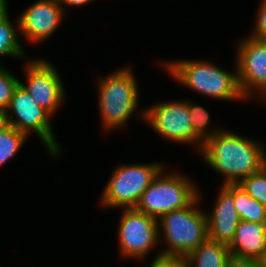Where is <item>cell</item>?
Listing matches in <instances>:
<instances>
[{
	"label": "cell",
	"mask_w": 266,
	"mask_h": 267,
	"mask_svg": "<svg viewBox=\"0 0 266 267\" xmlns=\"http://www.w3.org/2000/svg\"><path fill=\"white\" fill-rule=\"evenodd\" d=\"M227 129L212 135L198 154L217 174L221 185L239 183L266 165V146Z\"/></svg>",
	"instance_id": "obj_1"
},
{
	"label": "cell",
	"mask_w": 266,
	"mask_h": 267,
	"mask_svg": "<svg viewBox=\"0 0 266 267\" xmlns=\"http://www.w3.org/2000/svg\"><path fill=\"white\" fill-rule=\"evenodd\" d=\"M163 63V70L165 69L175 82L197 94L224 101L246 100L238 84L236 65L234 72H229L206 59H179Z\"/></svg>",
	"instance_id": "obj_2"
},
{
	"label": "cell",
	"mask_w": 266,
	"mask_h": 267,
	"mask_svg": "<svg viewBox=\"0 0 266 267\" xmlns=\"http://www.w3.org/2000/svg\"><path fill=\"white\" fill-rule=\"evenodd\" d=\"M99 115L105 132L124 128L139 109L140 89L129 66L98 77Z\"/></svg>",
	"instance_id": "obj_3"
},
{
	"label": "cell",
	"mask_w": 266,
	"mask_h": 267,
	"mask_svg": "<svg viewBox=\"0 0 266 267\" xmlns=\"http://www.w3.org/2000/svg\"><path fill=\"white\" fill-rule=\"evenodd\" d=\"M201 194L199 191L190 205L166 213L158 220L159 242L163 238L167 247L161 255L186 257L208 238L206 211L199 206Z\"/></svg>",
	"instance_id": "obj_4"
},
{
	"label": "cell",
	"mask_w": 266,
	"mask_h": 267,
	"mask_svg": "<svg viewBox=\"0 0 266 267\" xmlns=\"http://www.w3.org/2000/svg\"><path fill=\"white\" fill-rule=\"evenodd\" d=\"M162 168L153 178L151 184L142 193L137 211L159 220L173 210L185 208L198 196L199 188L195 182L180 172H164Z\"/></svg>",
	"instance_id": "obj_5"
},
{
	"label": "cell",
	"mask_w": 266,
	"mask_h": 267,
	"mask_svg": "<svg viewBox=\"0 0 266 267\" xmlns=\"http://www.w3.org/2000/svg\"><path fill=\"white\" fill-rule=\"evenodd\" d=\"M164 162L120 164L115 167L104 187L99 204L104 208H135L142 193L165 167Z\"/></svg>",
	"instance_id": "obj_6"
},
{
	"label": "cell",
	"mask_w": 266,
	"mask_h": 267,
	"mask_svg": "<svg viewBox=\"0 0 266 267\" xmlns=\"http://www.w3.org/2000/svg\"><path fill=\"white\" fill-rule=\"evenodd\" d=\"M140 113V114H139ZM139 118L149 124L161 139L182 145H193L199 153L204 143L196 136L189 115L188 100L156 102L154 105L139 109Z\"/></svg>",
	"instance_id": "obj_7"
},
{
	"label": "cell",
	"mask_w": 266,
	"mask_h": 267,
	"mask_svg": "<svg viewBox=\"0 0 266 267\" xmlns=\"http://www.w3.org/2000/svg\"><path fill=\"white\" fill-rule=\"evenodd\" d=\"M5 113L9 125L28 136L36 134L50 157L58 159L62 155L51 124L52 116L20 85L14 90Z\"/></svg>",
	"instance_id": "obj_8"
},
{
	"label": "cell",
	"mask_w": 266,
	"mask_h": 267,
	"mask_svg": "<svg viewBox=\"0 0 266 267\" xmlns=\"http://www.w3.org/2000/svg\"><path fill=\"white\" fill-rule=\"evenodd\" d=\"M235 57L243 97L248 101L255 98L266 105V40L249 35L240 38Z\"/></svg>",
	"instance_id": "obj_9"
},
{
	"label": "cell",
	"mask_w": 266,
	"mask_h": 267,
	"mask_svg": "<svg viewBox=\"0 0 266 267\" xmlns=\"http://www.w3.org/2000/svg\"><path fill=\"white\" fill-rule=\"evenodd\" d=\"M117 234L120 256L143 260L159 243L158 220L135 208H122Z\"/></svg>",
	"instance_id": "obj_10"
},
{
	"label": "cell",
	"mask_w": 266,
	"mask_h": 267,
	"mask_svg": "<svg viewBox=\"0 0 266 267\" xmlns=\"http://www.w3.org/2000/svg\"><path fill=\"white\" fill-rule=\"evenodd\" d=\"M26 84L19 81V85L25 89L36 102L51 116L62 106L65 96V88L61 75L50 61L44 58H35L24 65Z\"/></svg>",
	"instance_id": "obj_11"
},
{
	"label": "cell",
	"mask_w": 266,
	"mask_h": 267,
	"mask_svg": "<svg viewBox=\"0 0 266 267\" xmlns=\"http://www.w3.org/2000/svg\"><path fill=\"white\" fill-rule=\"evenodd\" d=\"M58 0H37L18 15L20 36L31 44L51 38L66 17Z\"/></svg>",
	"instance_id": "obj_12"
},
{
	"label": "cell",
	"mask_w": 266,
	"mask_h": 267,
	"mask_svg": "<svg viewBox=\"0 0 266 267\" xmlns=\"http://www.w3.org/2000/svg\"><path fill=\"white\" fill-rule=\"evenodd\" d=\"M215 200L210 214L206 212L208 238L229 246L240 222L233 199V183L221 185Z\"/></svg>",
	"instance_id": "obj_13"
},
{
	"label": "cell",
	"mask_w": 266,
	"mask_h": 267,
	"mask_svg": "<svg viewBox=\"0 0 266 267\" xmlns=\"http://www.w3.org/2000/svg\"><path fill=\"white\" fill-rule=\"evenodd\" d=\"M228 247L231 255L266 261V223L240 220Z\"/></svg>",
	"instance_id": "obj_14"
},
{
	"label": "cell",
	"mask_w": 266,
	"mask_h": 267,
	"mask_svg": "<svg viewBox=\"0 0 266 267\" xmlns=\"http://www.w3.org/2000/svg\"><path fill=\"white\" fill-rule=\"evenodd\" d=\"M8 3L7 0H0V57L26 59L25 47L19 39L21 38L19 37V21L18 18L15 22L10 20ZM13 23H16V25Z\"/></svg>",
	"instance_id": "obj_15"
},
{
	"label": "cell",
	"mask_w": 266,
	"mask_h": 267,
	"mask_svg": "<svg viewBox=\"0 0 266 267\" xmlns=\"http://www.w3.org/2000/svg\"><path fill=\"white\" fill-rule=\"evenodd\" d=\"M230 256L228 245L207 238L186 259L189 267H225Z\"/></svg>",
	"instance_id": "obj_16"
},
{
	"label": "cell",
	"mask_w": 266,
	"mask_h": 267,
	"mask_svg": "<svg viewBox=\"0 0 266 267\" xmlns=\"http://www.w3.org/2000/svg\"><path fill=\"white\" fill-rule=\"evenodd\" d=\"M233 199L240 220L266 223V206L247 194L238 183H233Z\"/></svg>",
	"instance_id": "obj_17"
},
{
	"label": "cell",
	"mask_w": 266,
	"mask_h": 267,
	"mask_svg": "<svg viewBox=\"0 0 266 267\" xmlns=\"http://www.w3.org/2000/svg\"><path fill=\"white\" fill-rule=\"evenodd\" d=\"M189 115L192 122V128L196 136L205 143L212 135L217 134L224 128H211V117L209 111L201 104L188 100ZM210 127V128H209Z\"/></svg>",
	"instance_id": "obj_18"
},
{
	"label": "cell",
	"mask_w": 266,
	"mask_h": 267,
	"mask_svg": "<svg viewBox=\"0 0 266 267\" xmlns=\"http://www.w3.org/2000/svg\"><path fill=\"white\" fill-rule=\"evenodd\" d=\"M29 136L8 125L0 132V167L12 159Z\"/></svg>",
	"instance_id": "obj_19"
},
{
	"label": "cell",
	"mask_w": 266,
	"mask_h": 267,
	"mask_svg": "<svg viewBox=\"0 0 266 267\" xmlns=\"http://www.w3.org/2000/svg\"><path fill=\"white\" fill-rule=\"evenodd\" d=\"M252 198L266 206V165L238 183Z\"/></svg>",
	"instance_id": "obj_20"
},
{
	"label": "cell",
	"mask_w": 266,
	"mask_h": 267,
	"mask_svg": "<svg viewBox=\"0 0 266 267\" xmlns=\"http://www.w3.org/2000/svg\"><path fill=\"white\" fill-rule=\"evenodd\" d=\"M20 79L0 65V110H6Z\"/></svg>",
	"instance_id": "obj_21"
},
{
	"label": "cell",
	"mask_w": 266,
	"mask_h": 267,
	"mask_svg": "<svg viewBox=\"0 0 266 267\" xmlns=\"http://www.w3.org/2000/svg\"><path fill=\"white\" fill-rule=\"evenodd\" d=\"M259 6L256 10V18L253 22V32L249 36L255 39L266 40V0H259Z\"/></svg>",
	"instance_id": "obj_22"
},
{
	"label": "cell",
	"mask_w": 266,
	"mask_h": 267,
	"mask_svg": "<svg viewBox=\"0 0 266 267\" xmlns=\"http://www.w3.org/2000/svg\"><path fill=\"white\" fill-rule=\"evenodd\" d=\"M158 252L149 267H189L186 257L163 256Z\"/></svg>",
	"instance_id": "obj_23"
},
{
	"label": "cell",
	"mask_w": 266,
	"mask_h": 267,
	"mask_svg": "<svg viewBox=\"0 0 266 267\" xmlns=\"http://www.w3.org/2000/svg\"><path fill=\"white\" fill-rule=\"evenodd\" d=\"M225 267H266V261L231 255Z\"/></svg>",
	"instance_id": "obj_24"
},
{
	"label": "cell",
	"mask_w": 266,
	"mask_h": 267,
	"mask_svg": "<svg viewBox=\"0 0 266 267\" xmlns=\"http://www.w3.org/2000/svg\"><path fill=\"white\" fill-rule=\"evenodd\" d=\"M95 0H58L60 5L63 7L64 12L66 11V6L70 7H80V6H85L91 2H94ZM65 5V7H64Z\"/></svg>",
	"instance_id": "obj_25"
},
{
	"label": "cell",
	"mask_w": 266,
	"mask_h": 267,
	"mask_svg": "<svg viewBox=\"0 0 266 267\" xmlns=\"http://www.w3.org/2000/svg\"><path fill=\"white\" fill-rule=\"evenodd\" d=\"M9 125L7 115L4 110H0V132Z\"/></svg>",
	"instance_id": "obj_26"
}]
</instances>
